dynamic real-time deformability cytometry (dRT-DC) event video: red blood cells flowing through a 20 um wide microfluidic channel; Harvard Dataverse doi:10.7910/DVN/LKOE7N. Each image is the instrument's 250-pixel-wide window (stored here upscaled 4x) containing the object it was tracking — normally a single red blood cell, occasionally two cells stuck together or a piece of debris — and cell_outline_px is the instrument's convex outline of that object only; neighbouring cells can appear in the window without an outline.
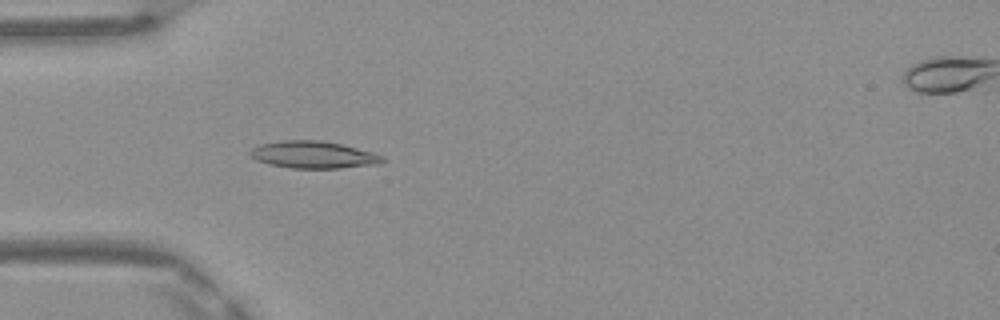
{"species": "Egyptian fruit bat (a non-hibernating species)", "species_latin": "Rousettus aegyptiacus", "temperature_condition": "warm", "stored_images_in_passage": 49, "camera_frame_rate_fps": 3000, "um_per_image_px": 0.085, "frame": {"image": 1, "passage_image": 15, "time_ms": 4.667, "image_size_px": [1000, 320], "cell_outline_px": [[384, 160], [376, 164], [340, 168], [292, 168], [268, 164], [256, 160], [248, 156], [248, 152], [252, 148], [260, 144], [280, 140], [320, 140], [340, 144], [372, 152], [384, 156]], "centroid_in_image_um": [26.56, 13.15], "position_along_channel_um": 58.4, "area_um2": 20.92}}
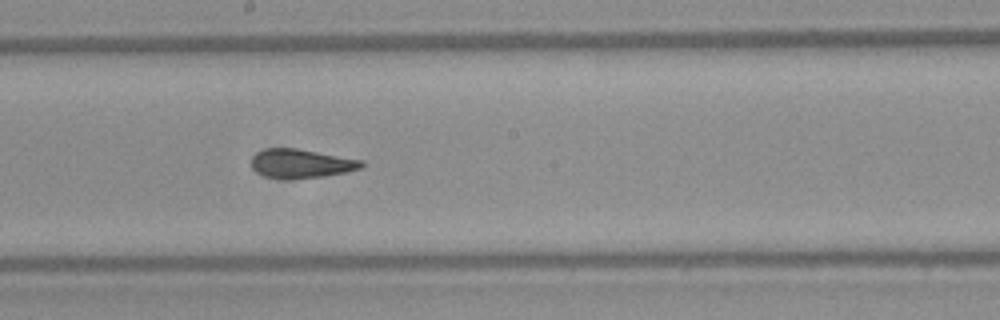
{"frame": {"image": 2, "passage_image": 27, "time_ms": 8.667, "image_size_px": [1000, 320], "cell_outline_px": [[364, 164], [360, 168], [344, 172], [324, 176], [264, 176], [256, 172], [252, 168], [252, 156], [256, 152], [268, 148], [296, 148], [364, 160]], "centroid_in_image_um": [25.6, 13.85], "position_along_channel_um": 222.6, "area_um2": 17.8}}
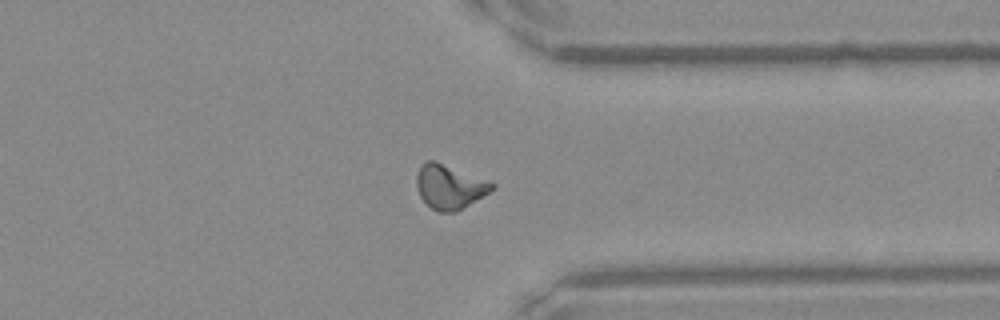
{"frame": {"image": 3, "passage_image": 38, "time_ms": 12.333, "image_size_px": [1000, 320], "cell_outline_px": [[496, 188], [456, 212], [436, 212], [420, 196], [416, 188], [416, 176], [420, 164], [424, 160], [436, 160], [496, 184]], "centroid_in_image_um": [38.18, 15.85], "position_along_channel_um": 373.2, "area_um2": 19.54}, "authors_computed_cell_mechanics": {"area_um2": 18.6116, "velocity_mm_per_s": 4.1781, "shape_relaxation_time_tau1_ms": 10.615, "shape_relaxation_time_tau2_ms": 2.5254, "deformation_change_tau1": 0.2794, "deformation_change_tau2": 0.098}}